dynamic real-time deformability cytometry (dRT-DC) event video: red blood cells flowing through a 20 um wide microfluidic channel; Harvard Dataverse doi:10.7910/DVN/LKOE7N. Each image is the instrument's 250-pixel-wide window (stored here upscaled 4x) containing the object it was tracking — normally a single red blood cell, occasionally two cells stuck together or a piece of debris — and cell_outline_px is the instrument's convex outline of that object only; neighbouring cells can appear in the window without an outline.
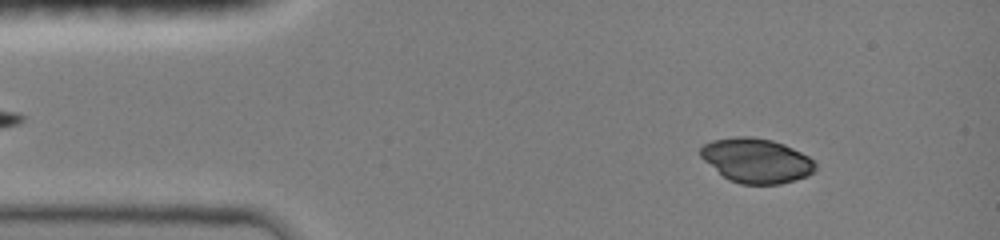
{"species": "common noctule bat (a hibernating species)", "species_latin": "Nyctalus noctula", "temperature_condition": "room temperature", "stored_images_in_passage": 43, "camera_frame_rate_fps": 3000, "um_per_image_px": 0.085, "animal": {"sex": "female", "body_mass_g": 19.0, "forearm_length_mm": 51.5}, "frame": {"image": 1, "passage_image": 5, "time_ms": 1.333, "image_size_px": [1000, 240], "cell_outline_px": [[816, 168], [808, 176], [796, 180], [780, 184], [740, 184], [728, 180], [704, 160], [700, 156], [700, 148], [704, 144], [712, 140], [736, 136], [752, 136], [772, 140], [784, 144], [808, 156], [816, 164]], "centroid_in_image_um": [64.29, 13.64], "position_along_channel_um": 20.7, "area_um2": 29.82}}
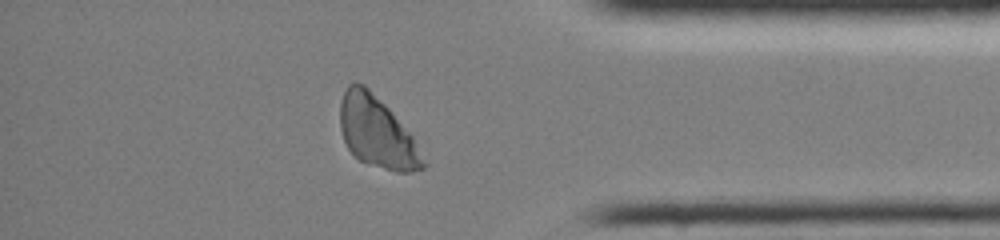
{"frame": {"image": 2, "passage_image": 37, "time_ms": 12.667, "image_size_px": [1000, 240], "cell_outline_px": [[428, 164], [424, 168], [412, 172], [396, 172], [360, 160], [348, 148], [344, 140], [340, 128], [340, 104], [344, 92], [348, 84], [356, 80], [364, 84], [388, 108], [412, 136]], "centroid_in_image_um": [32.04, 11.23], "position_along_channel_um": 403.2, "area_um2": 33.99}}